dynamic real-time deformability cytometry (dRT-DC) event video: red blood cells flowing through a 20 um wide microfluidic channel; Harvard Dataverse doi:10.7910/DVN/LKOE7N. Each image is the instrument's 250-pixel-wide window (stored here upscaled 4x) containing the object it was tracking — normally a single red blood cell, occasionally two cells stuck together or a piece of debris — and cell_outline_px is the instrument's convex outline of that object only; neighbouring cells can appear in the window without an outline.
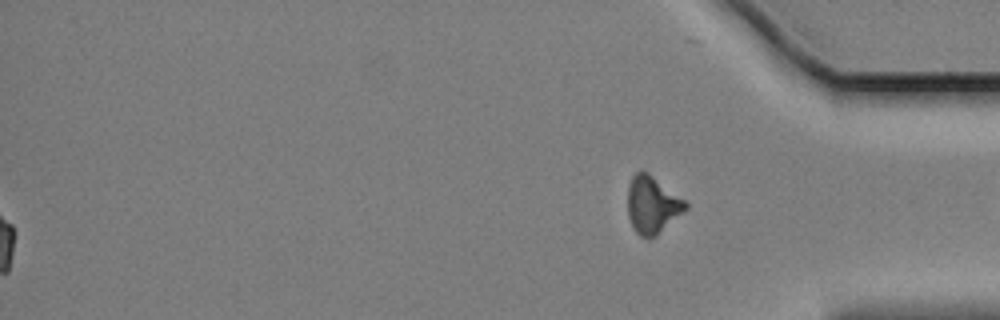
{"species": "Egyptian fruit bat (a non-hibernating species)", "species_latin": "Rousettus aegyptiacus", "temperature_condition": "cold", "stored_images_in_passage": 55, "segment_of_instrument_passage": [2, 2], "camera_frame_rate_fps": 3000, "um_per_image_px": 0.085, "animal": {"sex": "female"}, "frame": {"image": 1, "passage_image": 55, "time_ms": 18.0, "image_size_px": [1000, 320], "cell_outline_px": [[688, 208], [656, 236], [648, 240], [640, 236], [632, 228], [628, 216], [628, 184], [632, 176], [636, 172], [648, 172], [684, 200], [688, 204]], "centroid_in_image_um": [55.42, 17.44], "position_along_channel_um": 379.8, "area_um2": 19.31}}